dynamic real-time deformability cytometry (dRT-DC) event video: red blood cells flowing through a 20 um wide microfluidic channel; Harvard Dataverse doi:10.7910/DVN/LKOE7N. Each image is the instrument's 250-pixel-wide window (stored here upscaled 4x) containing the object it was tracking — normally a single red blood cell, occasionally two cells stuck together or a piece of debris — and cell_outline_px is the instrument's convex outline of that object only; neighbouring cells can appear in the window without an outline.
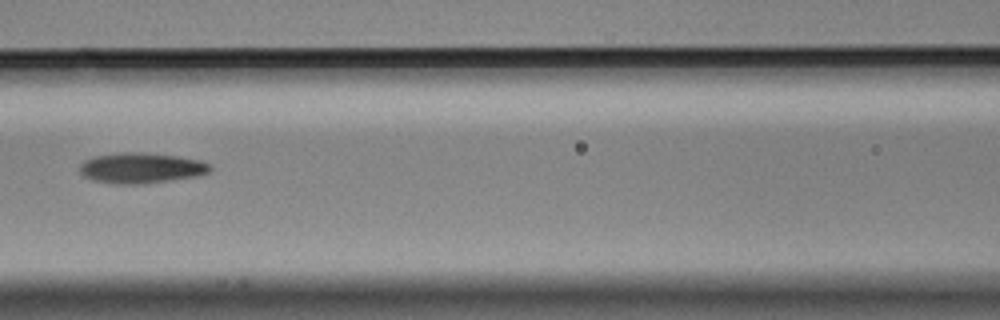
{"species": "Egyptian fruit bat (a non-hibernating species)", "species_latin": "Rousettus aegyptiacus", "temperature_condition": "cold", "stored_images_in_passage": 8, "camera_frame_rate_fps": 3000, "um_per_image_px": 0.085, "animal": {"sex": "male"}, "frame": {"image": 1, "passage_image": 7, "time_ms": 2.0, "image_size_px": [1000, 320], "cell_outline_px": [[212, 168], [208, 172], [200, 176], [144, 184], [112, 184], [92, 180], [84, 176], [80, 172], [80, 164], [84, 160], [96, 156], [124, 152], [140, 152], [176, 156], [200, 160], [208, 164]], "centroid_in_image_um": [11.99, 14.29], "position_along_channel_um": 154.6, "area_um2": 23.24}}
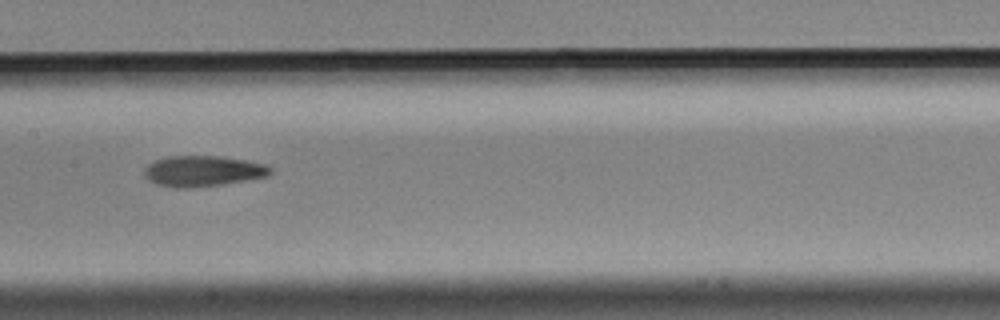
{"frame": {"image": 2, "passage_image": 8, "time_ms": 2.333, "image_size_px": [1000, 320], "cell_outline_px": [[272, 172], [268, 176], [248, 180], [220, 184], [188, 188], [176, 188], [156, 184], [148, 180], [144, 176], [144, 168], [148, 164], [156, 160], [168, 156], [220, 156], [244, 160], [264, 164], [272, 168]], "centroid_in_image_um": [17.22, 14.54], "position_along_channel_um": 190.2, "area_um2": 22.54}}